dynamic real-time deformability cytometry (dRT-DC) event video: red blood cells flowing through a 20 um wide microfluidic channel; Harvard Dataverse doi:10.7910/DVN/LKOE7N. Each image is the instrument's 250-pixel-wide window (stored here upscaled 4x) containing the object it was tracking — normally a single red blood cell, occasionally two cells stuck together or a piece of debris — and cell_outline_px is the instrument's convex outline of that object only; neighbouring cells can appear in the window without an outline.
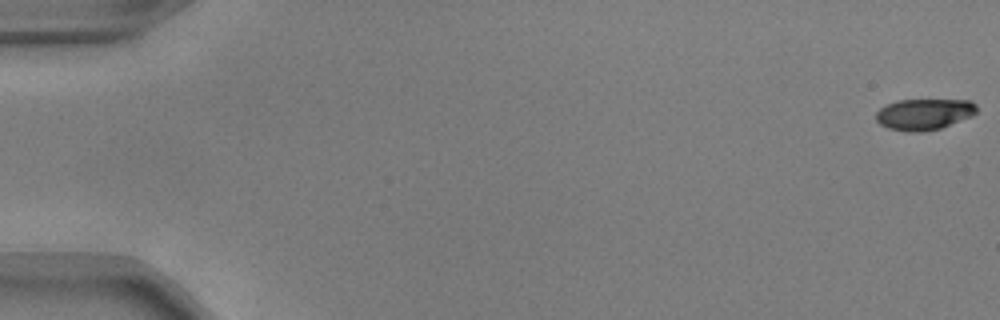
{"species": "common noctule bat (a hibernating species)", "species_latin": "Nyctalus noctula", "temperature_condition": "warm", "stored_images_in_passage": 54, "camera_frame_rate_fps": 3000, "um_per_image_px": 0.085, "animal": {"sex": "male", "body_mass_g": 17.9, "forearm_length_mm": 54.2}, "frame": {"image": 1, "passage_image": 1, "time_ms": 0.0, "image_size_px": [1000, 320], "cell_outline_px": [[976, 112], [972, 116], [940, 128], [920, 132], [904, 132], [888, 128], [880, 124], [876, 120], [876, 112], [880, 108], [896, 100], [968, 100], [976, 104]], "centroid_in_image_um": [78.52, 9.71], "position_along_channel_um": 6.5, "area_um2": 18.26}}
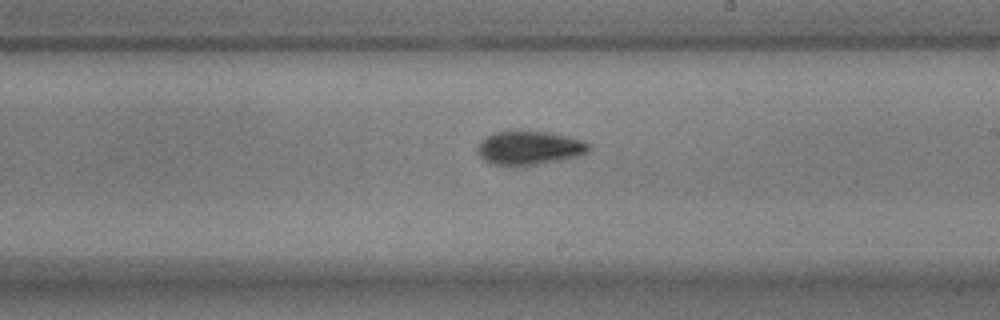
{"frame": {"image": 2, "passage_image": 32, "time_ms": 10.333, "image_size_px": [1000, 320], "cell_outline_px": [[588, 152], [576, 156], [536, 164], [492, 164], [484, 160], [476, 152], [476, 148], [480, 140], [492, 132], [548, 132], [568, 136], [580, 140], [588, 144]], "centroid_in_image_um": [44.92, 12.55], "position_along_channel_um": 244.1, "area_um2": 21.21}}
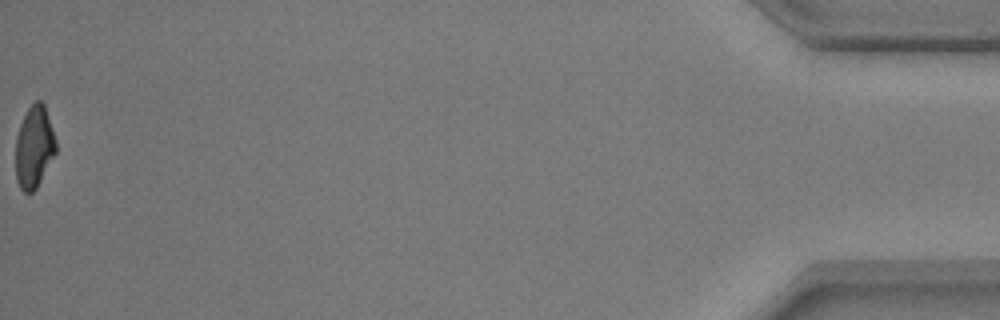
{"frame": {"image": 3, "passage_image": 54, "time_ms": 17.667, "image_size_px": [1000, 320], "cell_outline_px": [[56, 152], [36, 188], [32, 192], [24, 192], [20, 188], [16, 180], [16, 136], [20, 124], [28, 108], [36, 100], [40, 100], [44, 104], [56, 140]], "centroid_in_image_um": [2.9, 12.49], "position_along_channel_um": 432.3, "area_um2": 19.07}, "authors_computed_cell_mechanics": {"area_um2": 20.4612, "velocity_mm_per_s": 3.8439, "shape_relaxation_time_tau1_ms": 3.2132, "shape_relaxation_time_tau2_ms": 4.2667, "deformation_change_tau1": 0.1754, "deformation_change_tau2": 0.0953}}